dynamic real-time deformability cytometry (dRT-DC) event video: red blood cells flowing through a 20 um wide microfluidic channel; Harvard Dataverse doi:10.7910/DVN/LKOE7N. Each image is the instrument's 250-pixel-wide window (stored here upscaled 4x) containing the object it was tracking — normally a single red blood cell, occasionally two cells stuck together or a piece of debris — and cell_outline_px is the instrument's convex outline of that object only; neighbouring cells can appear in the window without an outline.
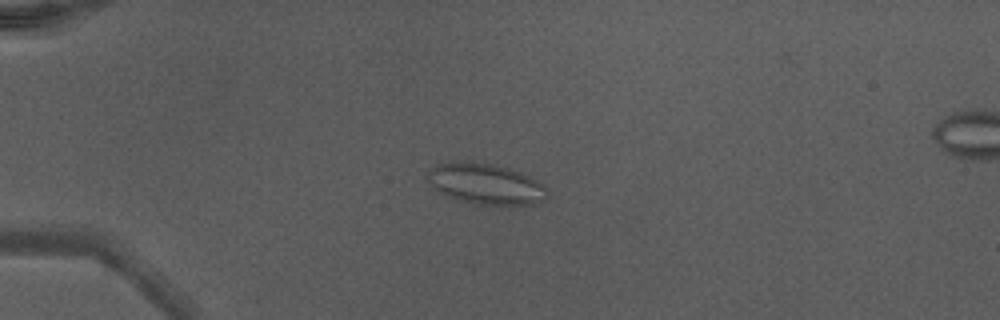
{"species": "Egyptian fruit bat (a non-hibernating species)", "species_latin": "Rousettus aegyptiacus", "temperature_condition": "warm", "stored_images_in_passage": 50, "camera_frame_rate_fps": 3000, "um_per_image_px": 0.085, "animal": {"sex": "male"}, "frame": {"image": 1, "passage_image": 15, "time_ms": 4.667, "image_size_px": [1000, 320], "cell_outline_px": [[548, 200], [536, 204], [472, 204], [436, 192], [432, 188], [424, 176], [436, 164], [444, 160], [472, 160], [492, 164], [508, 168], [520, 172], [544, 184], [548, 196]], "centroid_in_image_um": [41.21, 15.6], "position_along_channel_um": 43.8, "area_um2": 29.19}}
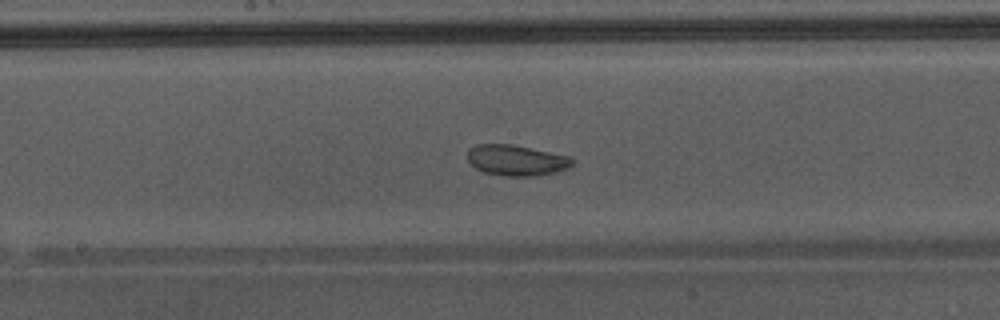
{"frame": {"image": 2, "passage_image": 29, "time_ms": 9.333, "image_size_px": [1000, 320], "cell_outline_px": [[572, 164], [568, 168], [536, 176], [500, 176], [484, 172], [476, 168], [468, 160], [468, 148], [476, 144], [512, 144], [572, 156]], "centroid_in_image_um": [43.88, 13.61], "position_along_channel_um": 204.3, "area_um2": 18.84}, "authors_computed_cell_mechanics": {"area_um2": 24.6806, "velocity_mm_per_s": 4.3248, "shape_relaxation_time_tau1_ms": 6.4139, "shape_relaxation_time_tau2_ms": 1.6094, "deformation_change_tau1": 0.086, "deformation_change_tau2": 0.0774}}